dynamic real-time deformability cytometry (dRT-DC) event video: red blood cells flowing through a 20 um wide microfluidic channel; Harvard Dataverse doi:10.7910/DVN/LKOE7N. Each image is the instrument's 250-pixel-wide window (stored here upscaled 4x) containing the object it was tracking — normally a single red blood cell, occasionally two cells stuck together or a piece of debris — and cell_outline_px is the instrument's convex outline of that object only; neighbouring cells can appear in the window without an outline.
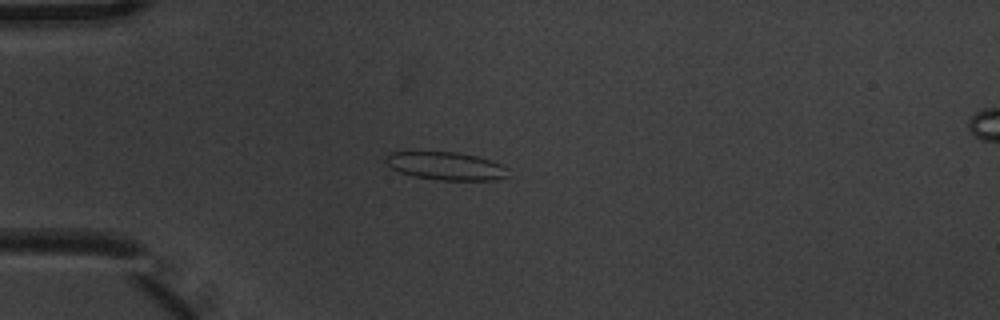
{"species": "common noctule bat (a hibernating species)", "species_latin": "Nyctalus noctula", "temperature_condition": "warm", "stored_images_in_passage": 8, "camera_frame_rate_fps": 3000, "um_per_image_px": 0.085, "animal": {"sex": "male", "body_mass_g": 20.1, "forearm_length_mm": 53.5}, "frame": {"image": 1, "passage_image": 3, "time_ms": 0.667, "image_size_px": [1000, 320], "cell_outline_px": [[508, 176], [492, 180], [440, 180], [416, 176], [400, 172], [392, 168], [384, 160], [388, 152], [456, 152], [476, 156], [500, 164], [508, 168]], "centroid_in_image_um": [37.9, 14.1], "position_along_channel_um": 47.1, "area_um2": 19.71}}
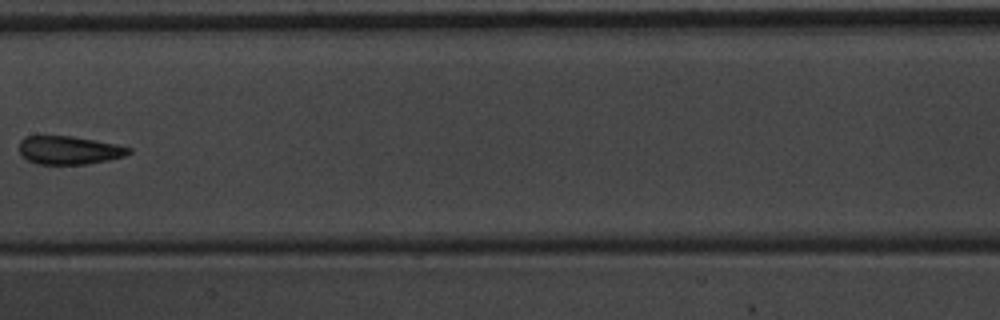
{"frame": {"image": 2, "passage_image": 7, "time_ms": 2.0, "image_size_px": [1000, 320], "cell_outline_px": [[132, 152], [124, 156], [108, 160], [88, 164], [36, 164], [28, 160], [20, 152], [20, 140], [24, 136], [72, 136], [96, 140], [116, 144], [132, 148]], "centroid_in_image_um": [5.89, 12.76], "position_along_channel_um": 201.5, "area_um2": 18.09}}
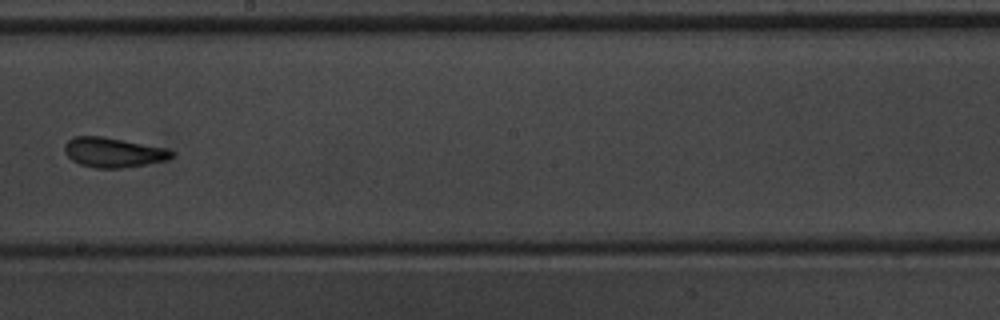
{"frame": {"image": 3, "passage_image": 8, "time_ms": 2.333, "image_size_px": [1000, 320], "cell_outline_px": [[176, 156], [168, 160], [120, 168], [96, 168], [80, 164], [72, 160], [64, 152], [64, 144], [68, 140], [76, 136], [100, 136], [168, 148], [176, 152]], "centroid_in_image_um": [9.67, 12.95], "position_along_channel_um": 238.5, "area_um2": 18.61}}